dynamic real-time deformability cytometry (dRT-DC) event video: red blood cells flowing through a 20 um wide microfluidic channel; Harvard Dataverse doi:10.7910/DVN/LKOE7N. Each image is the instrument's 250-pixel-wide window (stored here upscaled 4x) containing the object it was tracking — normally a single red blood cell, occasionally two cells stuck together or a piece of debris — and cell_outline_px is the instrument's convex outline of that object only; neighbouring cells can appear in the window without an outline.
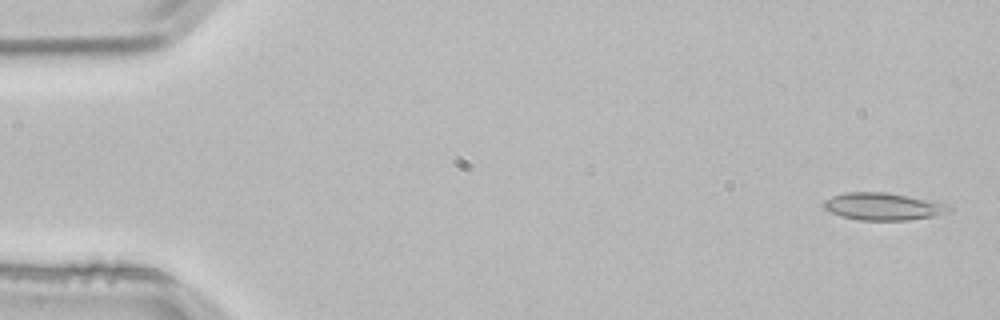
{"species": "common noctule bat (a hibernating species)", "species_latin": "Nyctalus noctula", "temperature_condition": "room temperature", "stored_images_in_passage": 53, "camera_frame_rate_fps": 3000, "um_per_image_px": 0.085, "animal": {"sex": "male", "body_mass_g": 21.5, "forearm_length_mm": 52.0}, "frame": {"image": 1, "passage_image": 2, "time_ms": 0.333, "image_size_px": [1000, 320], "cell_outline_px": [[952, 208], [936, 216], [908, 220], [860, 220], [840, 216], [824, 208], [820, 204], [824, 200], [832, 196], [844, 192], [884, 192], [908, 196], [948, 204]], "centroid_in_image_um": [75.01, 17.55], "position_along_channel_um": 10.0, "area_um2": 19.88}}
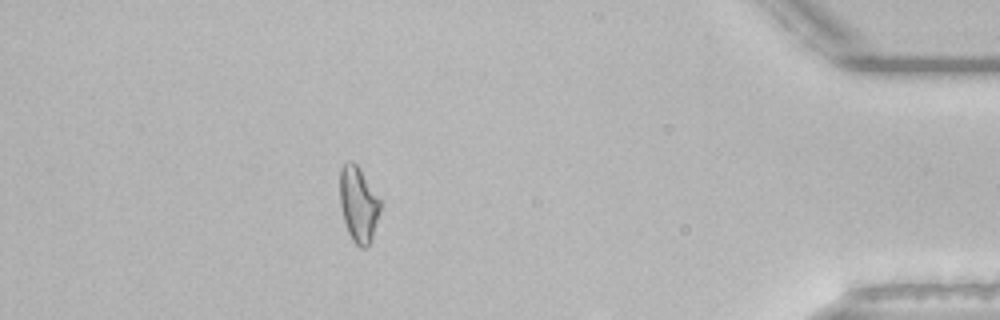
{"frame": {"image": 2, "passage_image": 47, "time_ms": 15.333, "image_size_px": [1000, 320], "cell_outline_px": [[380, 212], [372, 236], [368, 244], [364, 248], [360, 248], [352, 240], [348, 232], [344, 220], [340, 204], [340, 168], [348, 160], [352, 160], [356, 164], [380, 200]], "centroid_in_image_um": [30.44, 17.36], "position_along_channel_um": 404.8, "area_um2": 17.4}}